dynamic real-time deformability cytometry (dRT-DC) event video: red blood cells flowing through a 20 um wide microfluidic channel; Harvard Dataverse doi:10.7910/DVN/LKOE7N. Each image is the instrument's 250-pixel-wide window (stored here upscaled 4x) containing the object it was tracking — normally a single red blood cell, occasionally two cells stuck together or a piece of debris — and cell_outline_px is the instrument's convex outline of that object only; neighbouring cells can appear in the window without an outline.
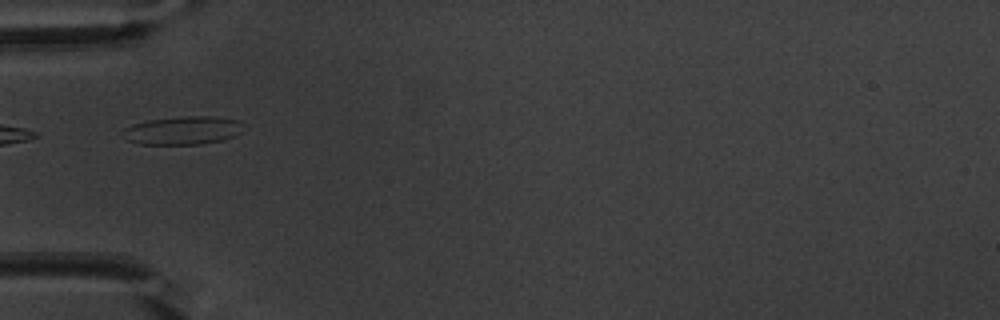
{"species": "common noctule bat (a hibernating species)", "species_latin": "Nyctalus noctula", "temperature_condition": "warm", "stored_images_in_passage": 3, "camera_frame_rate_fps": 3000, "um_per_image_px": 0.085, "animal": {"sex": "male", "body_mass_g": 20.1, "forearm_length_mm": 53.5}, "frame": {"image": 1, "passage_image": 1, "time_ms": 0.0, "image_size_px": [1000, 320], "cell_outline_px": [[240, 132], [236, 136], [224, 140], [200, 144], [140, 144], [128, 140], [120, 136], [120, 132], [124, 128], [132, 124], [148, 120], [180, 116], [212, 116], [240, 120]], "centroid_in_image_um": [15.49, 11.08], "position_along_channel_um": 69.5, "area_um2": 20.06}}